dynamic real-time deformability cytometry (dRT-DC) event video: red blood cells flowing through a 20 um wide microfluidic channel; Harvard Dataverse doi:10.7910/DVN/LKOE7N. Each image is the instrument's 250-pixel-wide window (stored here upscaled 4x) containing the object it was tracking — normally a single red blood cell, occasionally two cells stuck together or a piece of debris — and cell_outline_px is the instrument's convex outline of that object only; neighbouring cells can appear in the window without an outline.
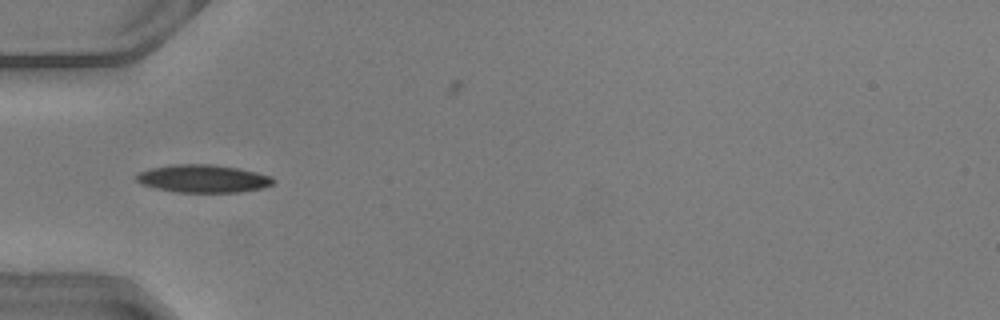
{"species": "common noctule bat (a hibernating species)", "species_latin": "Nyctalus noctula", "temperature_condition": "warm", "stored_images_in_passage": 22, "camera_frame_rate_fps": 3000, "um_per_image_px": 0.085, "animal": {"sex": "male", "body_mass_g": 20.5, "forearm_length_mm": 52.5}, "frame": {"image": 1, "passage_image": 4, "time_ms": 1.0, "image_size_px": [1000, 320], "cell_outline_px": [[276, 180], [272, 184], [264, 188], [240, 192], [176, 192], [156, 188], [140, 184], [136, 180], [136, 172], [152, 168], [176, 164], [212, 164], [236, 168], [256, 172], [272, 176]], "centroid_in_image_um": [17.26, 15.18], "position_along_channel_um": 67.7, "area_um2": 22.25}}
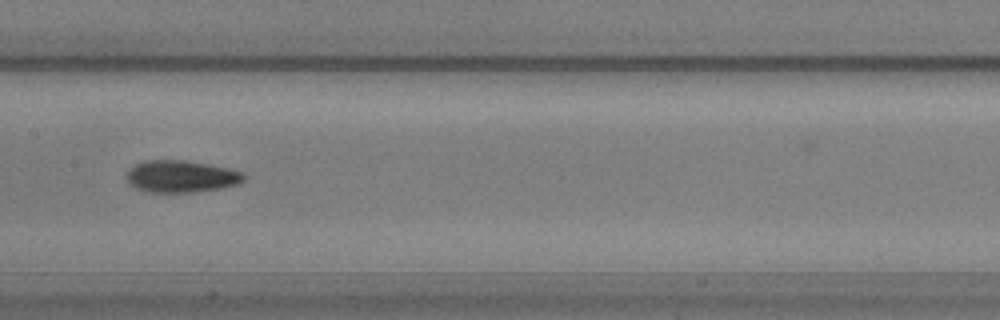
{"frame": {"image": 2, "passage_image": 13, "time_ms": 4.0, "image_size_px": [1000, 320], "cell_outline_px": [[248, 176], [244, 180], [236, 184], [220, 188], [196, 192], [148, 192], [136, 188], [128, 184], [128, 168], [132, 164], [144, 160], [184, 160], [208, 164], [228, 168], [244, 172]], "centroid_in_image_um": [15.39, 14.98], "position_along_channel_um": 192.0, "area_um2": 22.08}}